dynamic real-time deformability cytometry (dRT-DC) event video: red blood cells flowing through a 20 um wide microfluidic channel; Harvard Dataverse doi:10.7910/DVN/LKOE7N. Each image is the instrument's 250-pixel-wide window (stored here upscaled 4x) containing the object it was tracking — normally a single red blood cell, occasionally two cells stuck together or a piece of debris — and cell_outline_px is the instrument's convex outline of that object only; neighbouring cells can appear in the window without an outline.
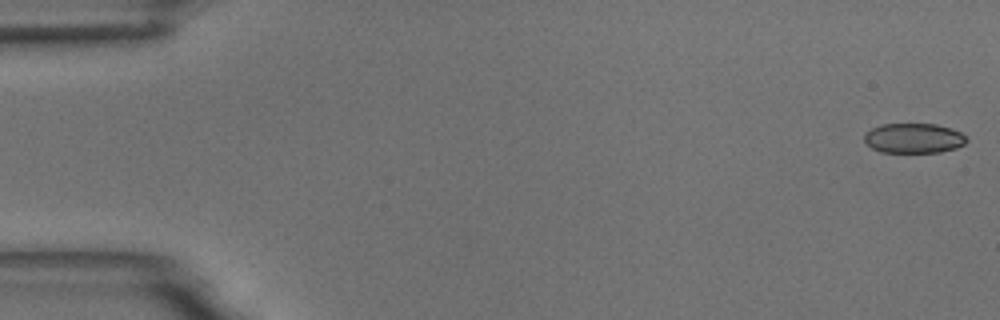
{"species": "common noctule bat (a hibernating species)", "species_latin": "Nyctalus noctula", "temperature_condition": "room temperature", "stored_images_in_passage": 55, "camera_frame_rate_fps": 3000, "um_per_image_px": 0.085, "animal": {"sex": "male", "body_mass_g": 18.8}, "frame": {"image": 1, "passage_image": 1, "time_ms": 0.0, "image_size_px": [1000, 320], "cell_outline_px": [[968, 140], [964, 144], [956, 148], [940, 152], [880, 152], [872, 148], [864, 140], [864, 132], [872, 128], [884, 124], [936, 124], [960, 132]], "centroid_in_image_um": [77.64, 11.75], "position_along_channel_um": 7.4, "area_um2": 17.69}}
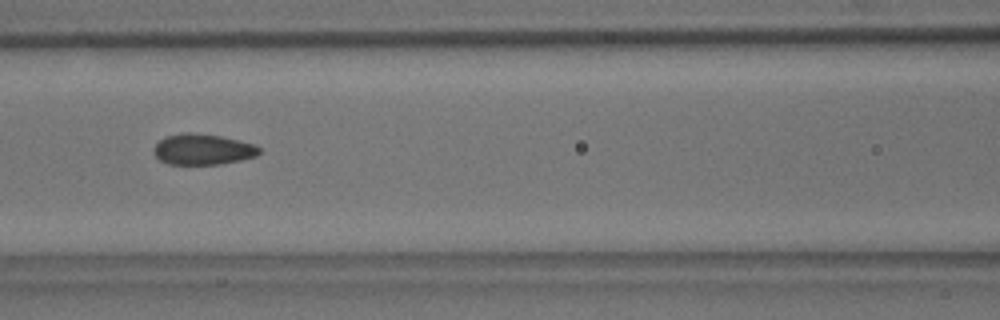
{"frame": {"image": 2, "passage_image": 24, "time_ms": 7.667, "image_size_px": [1000, 320], "cell_outline_px": [[260, 152], [256, 156], [240, 160], [220, 164], [168, 164], [160, 160], [156, 156], [156, 144], [160, 140], [168, 136], [180, 132], [192, 132], [220, 136], [256, 144], [260, 148]], "centroid_in_image_um": [17.27, 12.69], "position_along_channel_um": 149.3, "area_um2": 18.79}}
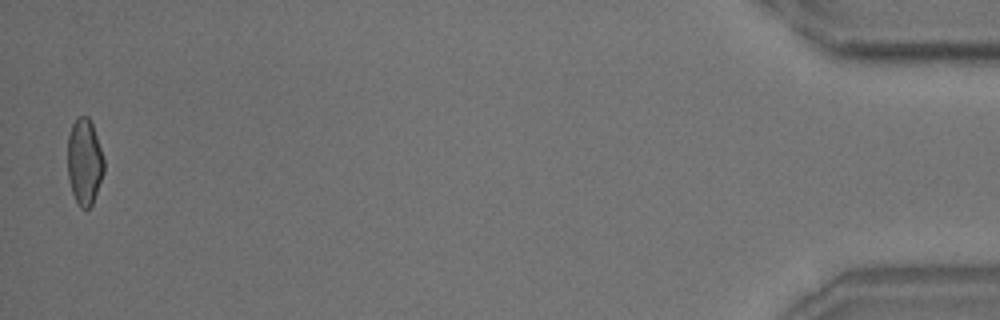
{"frame": {"image": 3, "passage_image": 54, "time_ms": 17.667, "image_size_px": [1000, 320], "cell_outline_px": [[104, 172], [92, 204], [88, 208], [80, 208], [72, 192], [68, 176], [68, 136], [72, 124], [76, 116], [88, 116], [92, 124], [104, 160]], "centroid_in_image_um": [7.17, 13.73], "position_along_channel_um": 428.0, "area_um2": 18.09}, "authors_computed_cell_mechanics": {"area_um2": 18.9006, "velocity_mm_per_s": 3.7061, "shape_relaxation_time_tau1_ms": 6.7501, "shape_relaxation_time_tau2_ms": 1.2643, "deformation_change_tau1": 0.1435, "deformation_change_tau2": 0.0617}}